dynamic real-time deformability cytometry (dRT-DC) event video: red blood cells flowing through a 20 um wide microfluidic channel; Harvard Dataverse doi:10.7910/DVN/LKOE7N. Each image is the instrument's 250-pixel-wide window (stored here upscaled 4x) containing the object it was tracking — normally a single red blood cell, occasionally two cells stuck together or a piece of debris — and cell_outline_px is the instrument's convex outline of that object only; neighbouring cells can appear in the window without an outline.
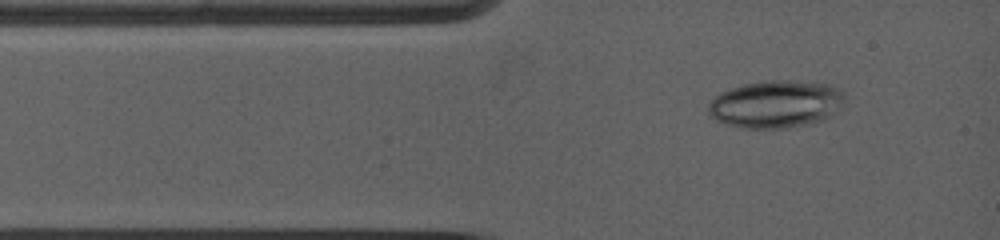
{"species": "common noctule bat (a hibernating species)", "species_latin": "Nyctalus noctula", "temperature_condition": "warm", "stored_images_in_passage": 20, "camera_frame_rate_fps": 5000, "um_per_image_px": 0.085, "animal": {"sex": "female", "body_mass_g": 19.0, "forearm_length_mm": 53.3}, "frame": {"image": 1, "passage_image": 8, "time_ms": 1.0, "image_size_px": [1000, 240], "cell_outline_px": [[844, 104], [832, 116], [824, 120], [808, 124], [788, 128], [740, 128], [716, 120], [708, 112], [708, 104], [720, 92], [744, 84], [768, 80], [788, 80], [828, 84], [844, 92]], "centroid_in_image_um": [65.98, 8.86], "position_along_channel_um": 19.0, "area_um2": 37.86}}